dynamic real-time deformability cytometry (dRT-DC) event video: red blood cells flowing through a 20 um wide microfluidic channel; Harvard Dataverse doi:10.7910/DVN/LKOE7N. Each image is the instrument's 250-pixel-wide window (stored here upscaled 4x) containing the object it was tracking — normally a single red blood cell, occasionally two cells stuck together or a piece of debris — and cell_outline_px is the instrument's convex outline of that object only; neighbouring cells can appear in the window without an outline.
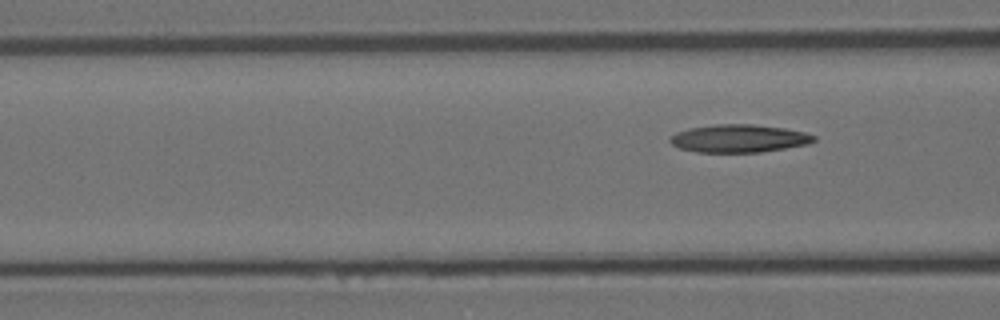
{"species": "Egyptian fruit bat (a non-hibernating species)", "species_latin": "Rousettus aegyptiacus", "temperature_condition": "room temperature", "stored_images_in_passage": 6, "camera_frame_rate_fps": 3000, "um_per_image_px": 0.085, "animal": {"sex": "female"}, "frame": {"image": 1, "passage_image": 6, "time_ms": 1.667, "image_size_px": [1000, 320], "cell_outline_px": [[816, 140], [808, 144], [760, 152], [696, 152], [680, 148], [672, 144], [668, 140], [668, 136], [676, 132], [688, 128], [716, 124], [752, 124], [784, 128], [804, 132], [816, 136]], "centroid_in_image_um": [62.77, 11.76], "position_along_channel_um": 103.8, "area_um2": 23.41}}